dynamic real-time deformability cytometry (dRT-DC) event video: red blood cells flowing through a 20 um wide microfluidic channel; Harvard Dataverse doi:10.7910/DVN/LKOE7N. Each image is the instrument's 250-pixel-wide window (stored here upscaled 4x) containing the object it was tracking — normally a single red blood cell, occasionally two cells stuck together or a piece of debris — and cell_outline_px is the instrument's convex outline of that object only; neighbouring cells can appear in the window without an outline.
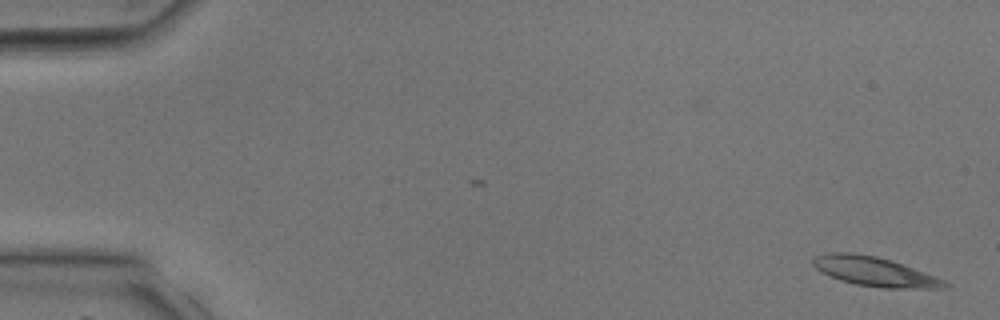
{"species": "common noctule bat (a hibernating species)", "species_latin": "Nyctalus noctula", "temperature_condition": "room temperature", "stored_images_in_passage": 38, "camera_frame_rate_fps": 3000, "um_per_image_px": 0.085, "animal": {"sex": "male", "body_mass_g": 17.9, "forearm_length_mm": 54.2}, "frame": {"image": 1, "passage_image": 1, "time_ms": 0.0, "image_size_px": [1000, 320], "cell_outline_px": [[952, 284], [948, 288], [884, 288], [856, 284], [840, 280], [820, 272], [812, 264], [812, 260], [816, 256], [828, 252], [852, 252], [876, 256], [892, 260], [904, 264], [944, 280]], "centroid_in_image_um": [74.35, 23.08], "position_along_channel_um": 10.7, "area_um2": 22.6}}
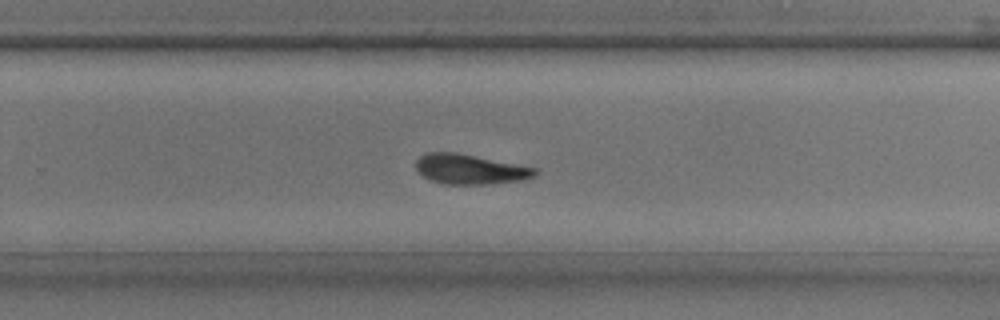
{"frame": {"image": 2, "passage_image": 25, "time_ms": 8.0, "image_size_px": [1000, 320], "cell_outline_px": [[536, 176], [520, 180], [488, 184], [440, 184], [424, 176], [416, 168], [416, 160], [420, 156], [428, 152], [456, 152], [536, 168]], "centroid_in_image_um": [39.92, 14.38], "position_along_channel_um": 289.9, "area_um2": 20.52}}
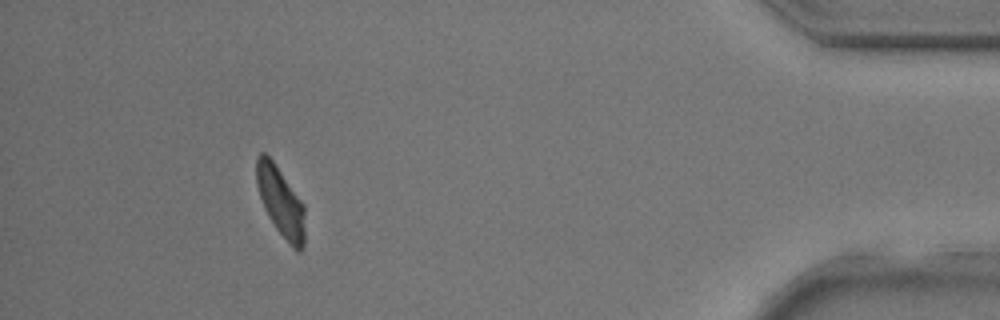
{"frame": {"image": 3, "passage_image": 35, "time_ms": 11.333, "image_size_px": [1000, 320], "cell_outline_px": [[304, 244], [300, 252], [296, 252], [292, 248], [276, 228], [268, 216], [264, 208], [256, 184], [256, 156], [260, 152], [264, 152], [272, 160], [304, 204]], "centroid_in_image_um": [23.85, 17.16], "position_along_channel_um": 411.4, "area_um2": 19.54}}